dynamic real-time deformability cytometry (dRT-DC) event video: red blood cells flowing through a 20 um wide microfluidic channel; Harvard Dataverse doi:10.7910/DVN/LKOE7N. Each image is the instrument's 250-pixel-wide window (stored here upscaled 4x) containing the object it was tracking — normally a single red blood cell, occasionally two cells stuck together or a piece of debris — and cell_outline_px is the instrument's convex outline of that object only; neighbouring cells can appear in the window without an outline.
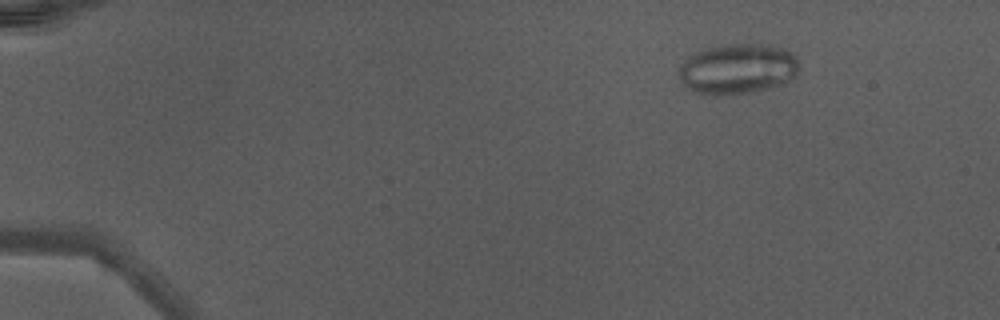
{"species": "Egyptian fruit bat (a non-hibernating species)", "species_latin": "Rousettus aegyptiacus", "temperature_condition": "warm", "stored_images_in_passage": 49, "camera_frame_rate_fps": 3000, "um_per_image_px": 0.085, "animal": {"sex": "male"}, "frame": {"image": 1, "passage_image": 8, "time_ms": 2.333, "image_size_px": [1000, 320], "cell_outline_px": [[796, 72], [788, 80], [780, 84], [752, 92], [720, 96], [696, 92], [684, 88], [676, 76], [680, 64], [684, 60], [696, 52], [704, 48], [720, 44], [768, 44], [788, 52], [796, 56]], "centroid_in_image_um": [62.57, 5.86], "position_along_channel_um": 22.4, "area_um2": 35.32}}